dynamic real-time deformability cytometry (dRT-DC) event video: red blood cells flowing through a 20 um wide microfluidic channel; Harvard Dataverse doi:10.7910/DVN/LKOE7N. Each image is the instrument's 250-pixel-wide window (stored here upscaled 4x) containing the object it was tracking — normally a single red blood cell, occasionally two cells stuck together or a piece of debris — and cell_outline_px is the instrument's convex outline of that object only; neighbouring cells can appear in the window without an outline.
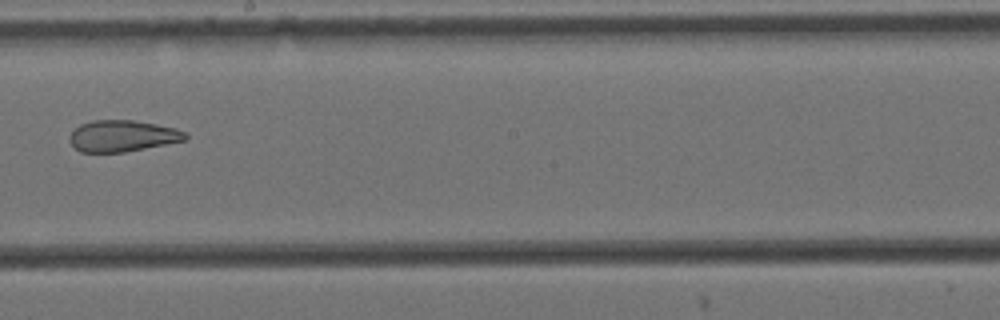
{"species": "Egyptian fruit bat (a non-hibernating species)", "species_latin": "Rousettus aegyptiacus", "temperature_condition": "cold", "stored_images_in_passage": 15, "camera_frame_rate_fps": 3000, "um_per_image_px": 0.085, "animal": {"sex": "female"}, "frame": {"image": 1, "passage_image": 9, "time_ms": 2.667, "image_size_px": [1000, 320], "cell_outline_px": [[188, 136], [184, 140], [124, 152], [80, 152], [68, 140], [68, 136], [80, 124], [92, 120], [132, 120], [156, 124], [176, 128], [184, 132]], "centroid_in_image_um": [10.37, 11.55], "position_along_channel_um": 237.8, "area_um2": 20.98}}